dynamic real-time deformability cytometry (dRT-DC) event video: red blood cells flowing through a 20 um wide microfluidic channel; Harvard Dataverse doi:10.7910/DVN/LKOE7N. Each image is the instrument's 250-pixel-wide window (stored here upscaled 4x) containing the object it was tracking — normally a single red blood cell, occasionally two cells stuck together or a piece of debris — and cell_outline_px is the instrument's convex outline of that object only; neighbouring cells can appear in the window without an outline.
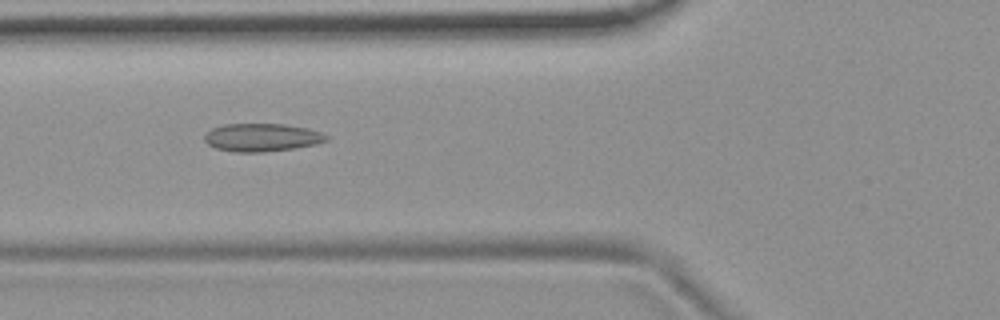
{"species": "common noctule bat (a hibernating species)", "species_latin": "Nyctalus noctula", "temperature_condition": "room temperature", "stored_images_in_passage": 55, "camera_frame_rate_fps": 3000, "um_per_image_px": 0.085, "animal": {"sex": "female", "body_mass_g": 19.9}, "frame": {"image": 1, "passage_image": 21, "time_ms": 6.667, "image_size_px": [1000, 320], "cell_outline_px": [[328, 140], [316, 144], [292, 148], [264, 152], [232, 152], [216, 148], [208, 144], [204, 140], [204, 136], [212, 128], [224, 124], [284, 124], [308, 128], [320, 132], [328, 136]], "centroid_in_image_um": [22.25, 11.68], "position_along_channel_um": 103.6, "area_um2": 19.83}}
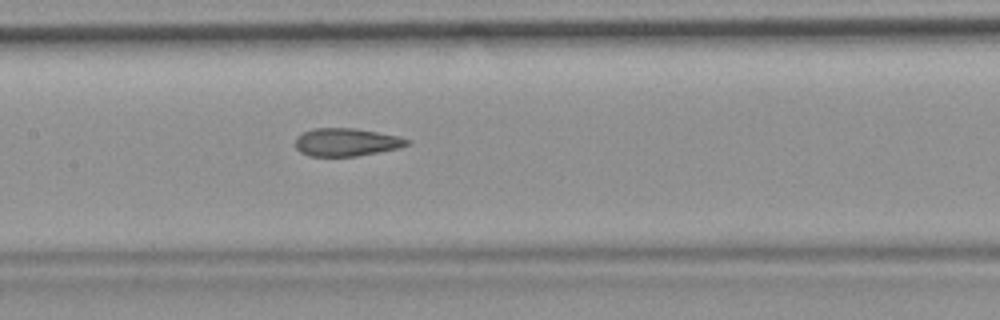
{"frame": {"image": 2, "passage_image": 27, "time_ms": 8.667, "image_size_px": [1000, 320], "cell_outline_px": [[412, 144], [396, 148], [356, 156], [308, 156], [300, 152], [296, 148], [296, 136], [312, 128], [356, 128], [400, 136], [412, 140]], "centroid_in_image_um": [29.45, 12.07], "position_along_channel_um": 177.9, "area_um2": 18.26}}
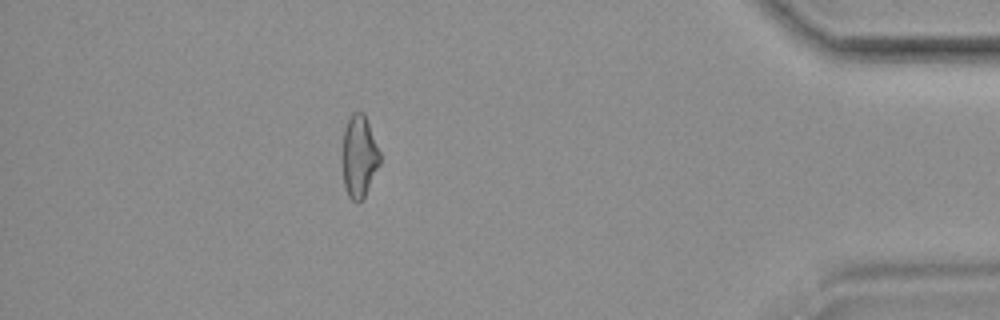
{"frame": {"image": 3, "passage_image": 49, "time_ms": 16.0, "image_size_px": [1000, 320], "cell_outline_px": [[380, 164], [364, 200], [356, 204], [348, 196], [344, 188], [340, 160], [340, 152], [344, 128], [352, 112], [364, 112], [380, 152]], "centroid_in_image_um": [30.48, 13.35], "position_along_channel_um": 404.7, "area_um2": 18.9}, "authors_computed_cell_mechanics": {"area_um2": 19.8254, "velocity_mm_per_s": 3.704, "shape_relaxation_time_tau1_ms": null, "shape_relaxation_time_tau2_ms": 2.0143, "deformation_change_tau1": null, "deformation_change_tau2": 0.0935}}